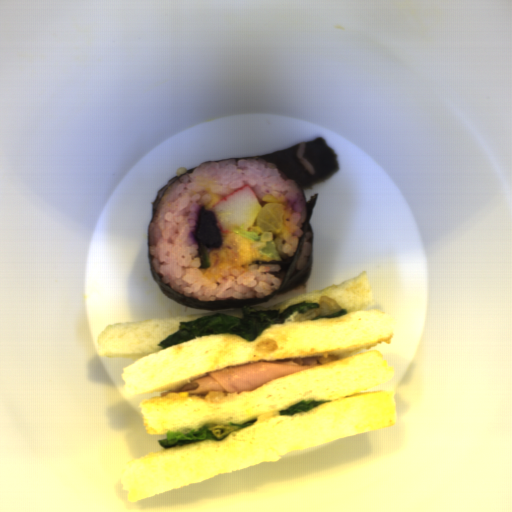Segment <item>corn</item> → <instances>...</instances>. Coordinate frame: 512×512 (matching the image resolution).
I'll list each match as a JSON object with an SVG mask.
<instances>
[{
	"mask_svg": "<svg viewBox=\"0 0 512 512\" xmlns=\"http://www.w3.org/2000/svg\"><path fill=\"white\" fill-rule=\"evenodd\" d=\"M263 202H282L285 199L284 195H273V194H266V195H263V198H262Z\"/></svg>",
	"mask_w": 512,
	"mask_h": 512,
	"instance_id": "obj_1",
	"label": "corn"
}]
</instances>
